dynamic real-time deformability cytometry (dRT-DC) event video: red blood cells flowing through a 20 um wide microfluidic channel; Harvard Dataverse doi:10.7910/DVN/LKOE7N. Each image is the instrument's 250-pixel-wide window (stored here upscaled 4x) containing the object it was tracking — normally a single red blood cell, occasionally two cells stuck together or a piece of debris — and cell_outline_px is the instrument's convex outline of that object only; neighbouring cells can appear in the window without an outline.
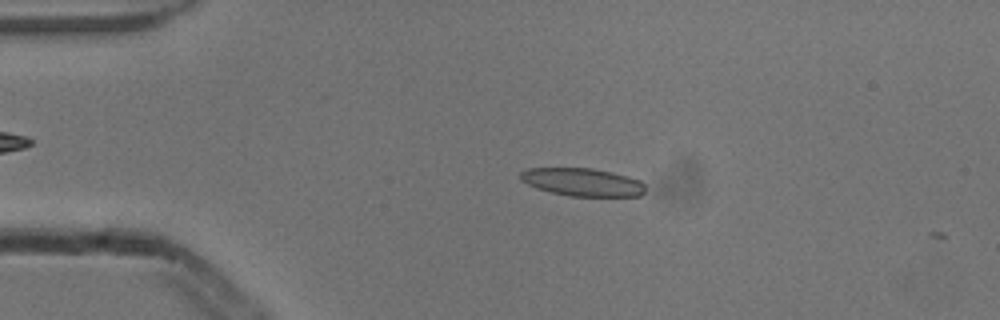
{"species": "common noctule bat (a hibernating species)", "species_latin": "Nyctalus noctula", "temperature_condition": "cold", "stored_images_in_passage": 5, "camera_frame_rate_fps": 3000, "um_per_image_px": 0.085, "animal": {"sex": "male", "body_mass_g": 13.3}, "frame": {"image": 1, "passage_image": 4, "time_ms": 1.0, "image_size_px": [1000, 320], "cell_outline_px": [[644, 192], [640, 196], [568, 196], [536, 188], [520, 180], [520, 172], [528, 168], [592, 168], [612, 172], [628, 176], [640, 180], [644, 184]], "centroid_in_image_um": [49.51, 15.48], "position_along_channel_um": 35.5, "area_um2": 20.35}}